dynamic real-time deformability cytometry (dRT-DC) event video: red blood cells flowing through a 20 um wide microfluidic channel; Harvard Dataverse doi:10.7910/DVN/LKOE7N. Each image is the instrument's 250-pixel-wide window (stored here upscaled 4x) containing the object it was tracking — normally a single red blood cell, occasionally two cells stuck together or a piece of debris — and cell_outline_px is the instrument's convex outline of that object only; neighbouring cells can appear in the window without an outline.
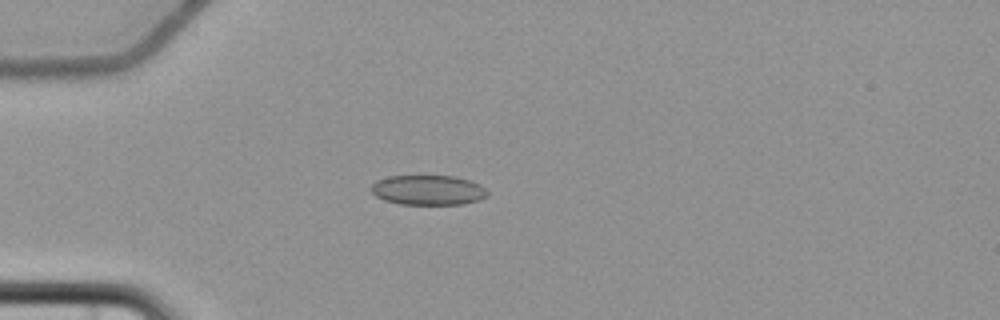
{"species": "common noctule bat (a hibernating species)", "species_latin": "Nyctalus noctula", "temperature_condition": "cold", "stored_images_in_passage": 5, "camera_frame_rate_fps": 3000, "um_per_image_px": 0.085, "animal": {"sex": "female", "body_mass_g": 22.7, "forearm_length_mm": 54.2}, "frame": {"image": 1, "passage_image": 4, "time_ms": 4.333, "image_size_px": [1000, 320], "cell_outline_px": [[488, 196], [480, 200], [464, 204], [400, 204], [384, 200], [376, 196], [372, 192], [372, 184], [376, 180], [388, 176], [452, 176], [468, 180], [480, 184], [488, 192]], "centroid_in_image_um": [36.4, 16.16], "position_along_channel_um": 48.6, "area_um2": 20.23}}